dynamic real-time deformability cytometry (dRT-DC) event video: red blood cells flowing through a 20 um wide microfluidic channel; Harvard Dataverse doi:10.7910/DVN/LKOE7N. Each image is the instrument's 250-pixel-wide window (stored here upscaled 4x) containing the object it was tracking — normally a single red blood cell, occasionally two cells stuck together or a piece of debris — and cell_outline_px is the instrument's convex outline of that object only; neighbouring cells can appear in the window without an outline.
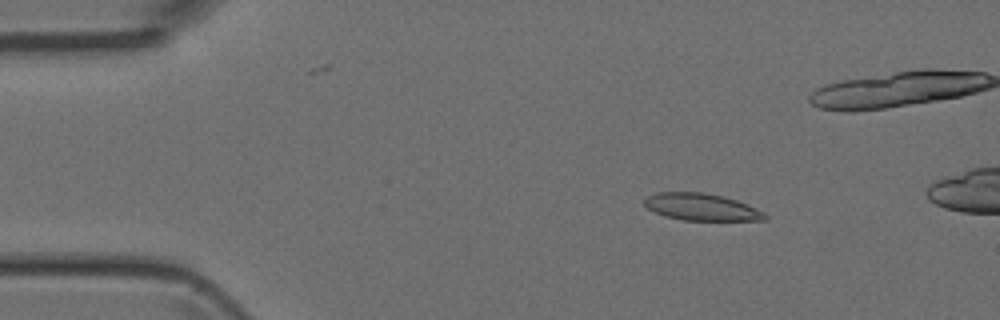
{"species": "Egyptian fruit bat (a non-hibernating species)", "species_latin": "Rousettus aegyptiacus", "temperature_condition": "room temperature", "stored_images_in_passage": 21, "camera_frame_rate_fps": 3000, "um_per_image_px": 0.085, "animal": {"sex": "female"}, "frame": {"image": 1, "passage_image": 7, "time_ms": 2.0, "image_size_px": [1000, 320], "cell_outline_px": [[768, 220], [684, 220], [664, 216], [648, 208], [644, 204], [644, 200], [648, 196], [656, 192], [704, 192], [724, 196], [748, 204], [764, 212], [768, 216]], "centroid_in_image_um": [59.65, 17.59], "position_along_channel_um": 25.4, "area_um2": 19.02}}
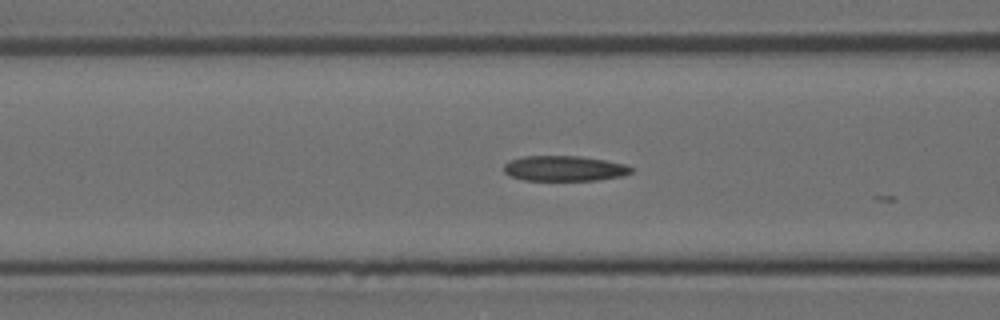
{"frame": {"image": 2, "passage_image": 18, "time_ms": 5.667, "image_size_px": [1000, 320], "cell_outline_px": [[632, 172], [624, 176], [596, 180], [524, 180], [512, 176], [504, 172], [504, 164], [508, 160], [524, 156], [580, 156], [604, 160], [624, 164], [632, 168]], "centroid_in_image_um": [47.95, 14.31], "position_along_channel_um": 118.6, "area_um2": 18.73}}